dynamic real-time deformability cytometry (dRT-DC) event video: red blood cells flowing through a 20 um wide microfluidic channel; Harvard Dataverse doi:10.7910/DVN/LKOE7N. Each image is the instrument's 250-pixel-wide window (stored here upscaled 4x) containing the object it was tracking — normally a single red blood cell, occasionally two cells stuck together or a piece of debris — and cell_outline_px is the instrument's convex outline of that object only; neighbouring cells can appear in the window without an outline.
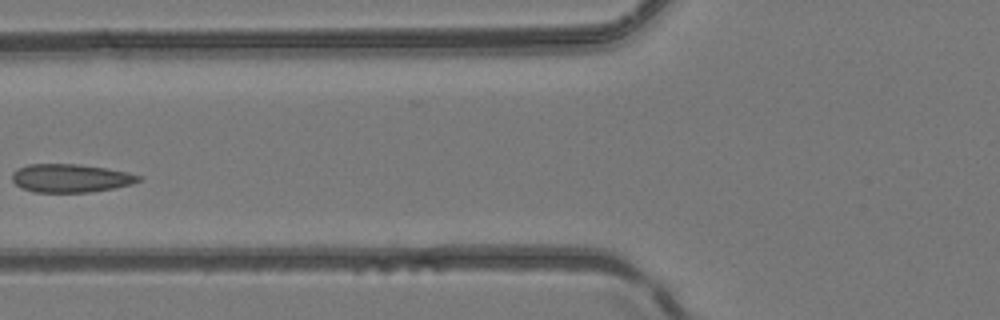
{"species": "common noctule bat (a hibernating species)", "species_latin": "Nyctalus noctula", "temperature_condition": "room temperature", "stored_images_in_passage": 4, "camera_frame_rate_fps": 3000, "um_per_image_px": 0.085, "animal": {"sex": "female", "body_mass_g": 24.6, "forearm_length_mm": 56.2}, "frame": {"image": 1, "passage_image": 4, "time_ms": 3.333, "image_size_px": [1000, 320], "cell_outline_px": [[140, 180], [132, 184], [112, 188], [88, 192], [32, 192], [20, 188], [12, 180], [12, 172], [16, 168], [28, 164], [76, 164], [104, 168], [128, 172], [140, 176]], "centroid_in_image_um": [5.93, 15.14], "position_along_channel_um": 119.9, "area_um2": 20.81}}